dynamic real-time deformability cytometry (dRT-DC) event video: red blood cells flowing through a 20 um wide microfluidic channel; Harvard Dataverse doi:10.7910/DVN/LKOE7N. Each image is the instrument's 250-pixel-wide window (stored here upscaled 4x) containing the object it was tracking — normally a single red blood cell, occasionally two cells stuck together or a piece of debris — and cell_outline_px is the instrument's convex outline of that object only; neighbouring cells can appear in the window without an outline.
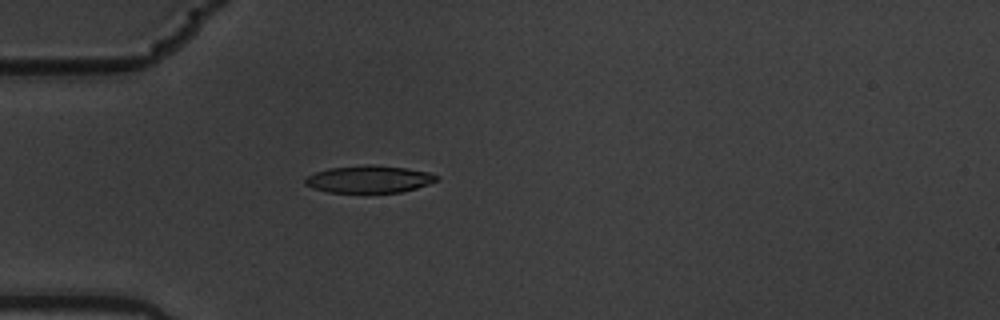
{"species": "common noctule bat (a hibernating species)", "species_latin": "Nyctalus noctula", "temperature_condition": "warm", "stored_images_in_passage": 6, "camera_frame_rate_fps": 3000, "um_per_image_px": 0.085, "animal": {"sex": "male", "body_mass_g": 19.5, "forearm_length_mm": 54.6}, "frame": {"image": 1, "passage_image": 5, "time_ms": 1.333, "image_size_px": [1000, 320], "cell_outline_px": [[440, 180], [416, 188], [400, 192], [328, 192], [312, 188], [304, 184], [304, 176], [328, 168], [368, 164], [408, 168], [428, 172], [436, 176]], "centroid_in_image_um": [31.33, 15.22], "position_along_channel_um": 53.7, "area_um2": 20.92}}